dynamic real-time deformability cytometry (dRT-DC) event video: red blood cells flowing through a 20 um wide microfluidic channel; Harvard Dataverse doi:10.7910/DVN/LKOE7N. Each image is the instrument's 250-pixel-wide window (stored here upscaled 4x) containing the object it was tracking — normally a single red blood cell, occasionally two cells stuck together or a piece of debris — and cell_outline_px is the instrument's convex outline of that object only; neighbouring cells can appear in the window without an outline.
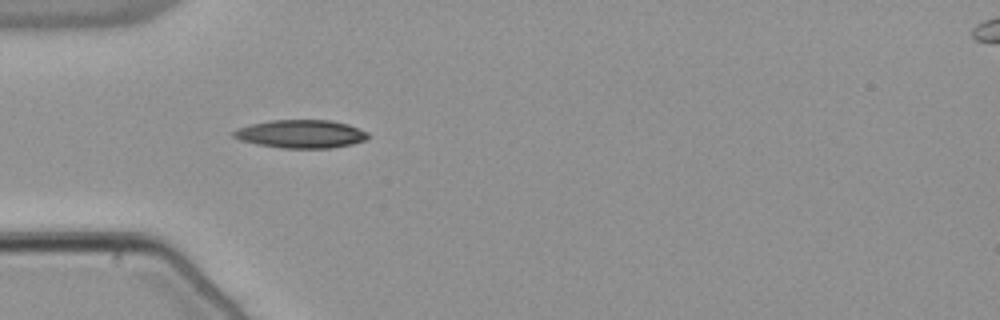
{"species": "common noctule bat (a hibernating species)", "species_latin": "Nyctalus noctula", "temperature_condition": "warm", "stored_images_in_passage": 38, "camera_frame_rate_fps": 3000, "um_per_image_px": 0.085, "animal": {"sex": "male", "body_mass_g": 21.5, "forearm_length_mm": 52.0}, "frame": {"image": 1, "passage_image": 1, "time_ms": 0.0, "image_size_px": [1000, 320], "cell_outline_px": [[368, 140], [352, 144], [332, 148], [280, 148], [256, 144], [240, 140], [232, 136], [232, 132], [236, 128], [252, 124], [272, 120], [328, 120], [348, 124], [368, 132]], "centroid_in_image_um": [25.58, 11.39], "position_along_channel_um": 59.4, "area_um2": 22.2}}
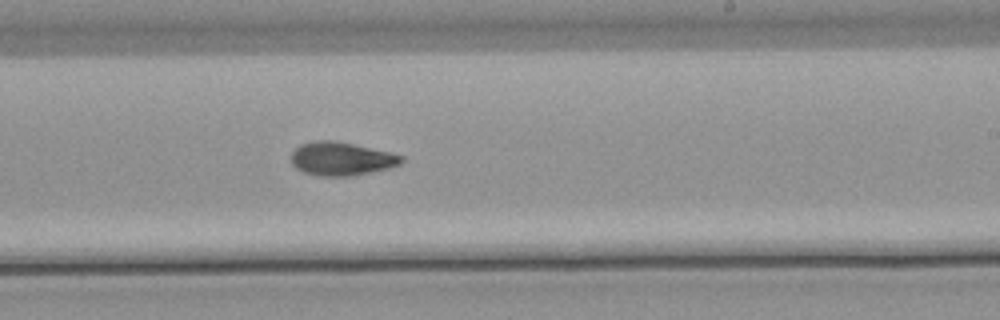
{"frame": {"image": 2, "passage_image": 17, "time_ms": 5.333, "image_size_px": [1000, 320], "cell_outline_px": [[404, 160], [400, 164], [388, 168], [372, 172], [352, 176], [320, 176], [304, 172], [296, 168], [292, 164], [292, 152], [300, 144], [312, 140], [336, 140], [388, 152], [404, 156]], "centroid_in_image_um": [29.0, 13.49], "position_along_channel_um": 260.0, "area_um2": 21.5}}
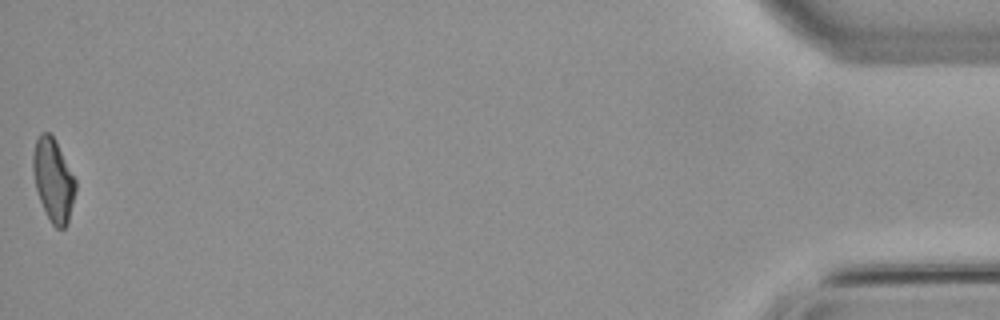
{"frame": {"image": 3, "passage_image": 38, "time_ms": 12.333, "image_size_px": [1000, 320], "cell_outline_px": [[76, 192], [68, 220], [64, 228], [56, 228], [52, 224], [40, 200], [36, 188], [32, 168], [32, 156], [36, 140], [40, 132], [48, 132], [56, 140], [76, 180]], "centroid_in_image_um": [4.53, 15.27], "position_along_channel_um": 430.7, "area_um2": 20.4}, "authors_computed_cell_mechanics": {"area_um2": 20.7791, "velocity_mm_per_s": 3.8446, "shape_relaxation_time_tau1_ms": 9.1125, "shape_relaxation_time_tau2_ms": 5.2737, "deformation_change_tau1": 0.2498, "deformation_change_tau2": 0.1092}}